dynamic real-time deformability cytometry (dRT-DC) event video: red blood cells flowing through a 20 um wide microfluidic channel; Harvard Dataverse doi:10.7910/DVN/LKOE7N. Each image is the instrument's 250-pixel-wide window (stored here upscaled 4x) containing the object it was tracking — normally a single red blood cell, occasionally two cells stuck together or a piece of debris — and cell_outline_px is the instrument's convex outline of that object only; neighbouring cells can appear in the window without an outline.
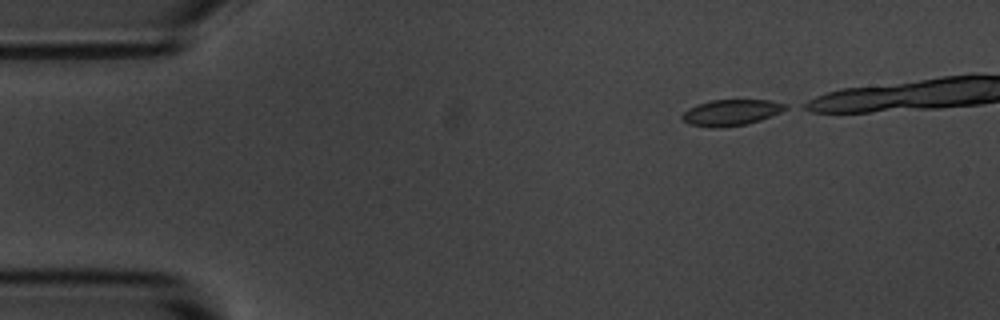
{"species": "common noctule bat (a hibernating species)", "species_latin": "Nyctalus noctula", "temperature_condition": "room temperature", "stored_images_in_passage": 5, "camera_frame_rate_fps": 3000, "um_per_image_px": 0.085, "animal": {"sex": "male", "body_mass_g": 20.1, "forearm_length_mm": 53.5}, "frame": {"image": 1, "passage_image": 1, "time_ms": 0.0, "image_size_px": [1000, 320], "cell_outline_px": [[788, 108], [780, 112], [760, 120], [744, 124], [716, 128], [712, 128], [688, 124], [680, 116], [688, 108], [696, 104], [712, 100], [768, 100], [788, 104]], "centroid_in_image_um": [62.12, 9.56], "position_along_channel_um": 22.9, "area_um2": 15.61}}